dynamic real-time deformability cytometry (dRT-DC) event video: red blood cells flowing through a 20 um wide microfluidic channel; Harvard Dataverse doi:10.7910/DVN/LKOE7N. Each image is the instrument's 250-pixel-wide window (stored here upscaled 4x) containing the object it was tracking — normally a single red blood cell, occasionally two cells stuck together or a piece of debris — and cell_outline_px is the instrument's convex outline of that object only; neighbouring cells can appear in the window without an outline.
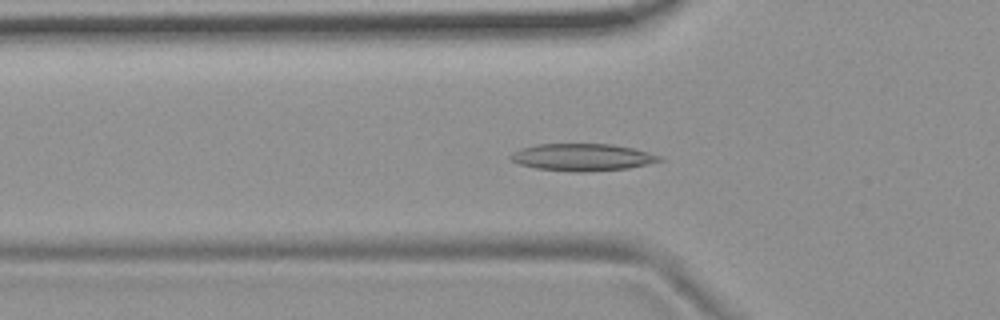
{"species": "common noctule bat (a hibernating species)", "species_latin": "Nyctalus noctula", "temperature_condition": "room temperature", "stored_images_in_passage": 56, "camera_frame_rate_fps": 3000, "um_per_image_px": 0.085, "animal": {"sex": "female", "body_mass_g": 19.9}, "frame": {"image": 1, "passage_image": 19, "time_ms": 6.0, "image_size_px": [1000, 320], "cell_outline_px": [[664, 160], [628, 168], [584, 172], [572, 172], [536, 168], [520, 164], [512, 160], [508, 156], [512, 152], [520, 148], [536, 144], [612, 144], [632, 148], [648, 152], [660, 156]], "centroid_in_image_um": [49.46, 13.36], "position_along_channel_um": 76.3, "area_um2": 23.52}}
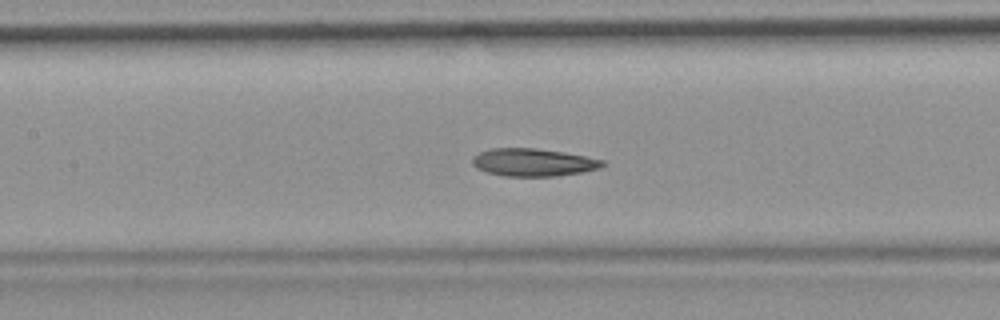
{"frame": {"image": 2, "passage_image": 26, "time_ms": 8.333, "image_size_px": [1000, 320], "cell_outline_px": [[608, 164], [600, 168], [580, 172], [556, 176], [504, 176], [488, 172], [476, 168], [472, 164], [472, 156], [480, 152], [492, 148], [536, 148], [564, 152], [604, 160]], "centroid_in_image_um": [45.33, 13.79], "position_along_channel_um": 162.1, "area_um2": 21.04}}
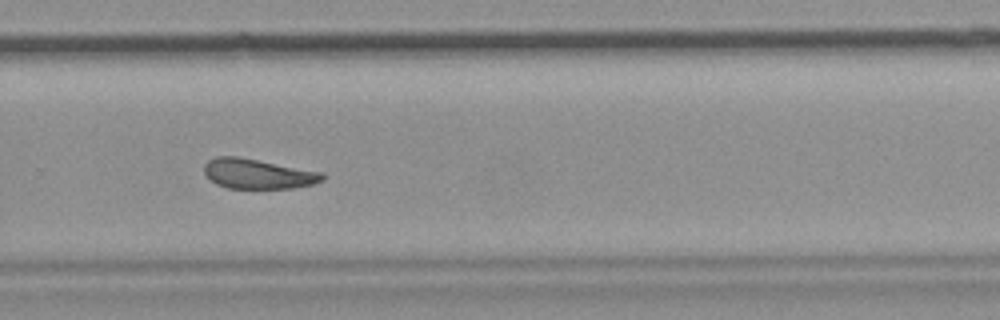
{"frame": {"image": 3, "passage_image": 38, "time_ms": 12.333, "image_size_px": [1000, 320], "cell_outline_px": [[324, 180], [312, 184], [292, 188], [228, 188], [216, 184], [204, 172], [204, 164], [208, 160], [216, 156], [240, 156], [324, 172]], "centroid_in_image_um": [21.93, 14.76], "position_along_channel_um": 307.9, "area_um2": 20.75}, "authors_computed_cell_mechanics": {"area_um2": 22.0507, "velocity_mm_per_s": 3.6595, "shape_relaxation_time_tau1_ms": 9.2906, "shape_relaxation_time_tau2_ms": 4.0613, "deformation_change_tau1": 0.1601, "deformation_change_tau2": 0.107}}